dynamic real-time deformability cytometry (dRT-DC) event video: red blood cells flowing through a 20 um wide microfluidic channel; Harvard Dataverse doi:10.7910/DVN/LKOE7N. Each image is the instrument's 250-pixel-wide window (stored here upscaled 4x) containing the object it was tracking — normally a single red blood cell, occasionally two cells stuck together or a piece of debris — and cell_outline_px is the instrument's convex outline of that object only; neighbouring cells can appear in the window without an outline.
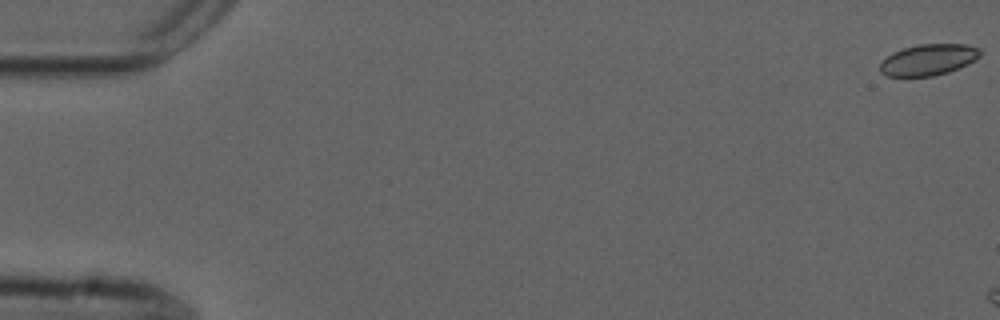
{"species": "common noctule bat (a hibernating species)", "species_latin": "Nyctalus noctula", "temperature_condition": "cold", "stored_images_in_passage": 7, "camera_frame_rate_fps": 3000, "um_per_image_px": 0.085, "animal": {"sex": "male", "forearm_length_mm": 52.5}, "frame": {"image": 1, "passage_image": 1, "time_ms": 0.0, "image_size_px": [1000, 320], "cell_outline_px": [[980, 56], [968, 64], [948, 72], [932, 76], [888, 76], [880, 72], [880, 60], [892, 52], [904, 48], [920, 44], [968, 44], [980, 48]], "centroid_in_image_um": [78.9, 5.07], "position_along_channel_um": 6.1, "area_um2": 18.26}}